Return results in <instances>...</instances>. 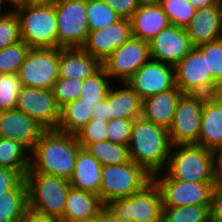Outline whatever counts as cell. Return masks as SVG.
<instances>
[{
	"mask_svg": "<svg viewBox=\"0 0 222 222\" xmlns=\"http://www.w3.org/2000/svg\"><path fill=\"white\" fill-rule=\"evenodd\" d=\"M80 148L75 135L47 129L30 151L33 156L26 173L54 175L69 180ZM32 158L35 160L32 161Z\"/></svg>",
	"mask_w": 222,
	"mask_h": 222,
	"instance_id": "obj_1",
	"label": "cell"
},
{
	"mask_svg": "<svg viewBox=\"0 0 222 222\" xmlns=\"http://www.w3.org/2000/svg\"><path fill=\"white\" fill-rule=\"evenodd\" d=\"M171 146L168 129L142 116L134 119L128 144L130 158L151 176L167 167Z\"/></svg>",
	"mask_w": 222,
	"mask_h": 222,
	"instance_id": "obj_2",
	"label": "cell"
},
{
	"mask_svg": "<svg viewBox=\"0 0 222 222\" xmlns=\"http://www.w3.org/2000/svg\"><path fill=\"white\" fill-rule=\"evenodd\" d=\"M176 148L177 150H172ZM167 174L173 179L197 182L215 183L214 154L198 144L172 145Z\"/></svg>",
	"mask_w": 222,
	"mask_h": 222,
	"instance_id": "obj_3",
	"label": "cell"
},
{
	"mask_svg": "<svg viewBox=\"0 0 222 222\" xmlns=\"http://www.w3.org/2000/svg\"><path fill=\"white\" fill-rule=\"evenodd\" d=\"M28 208L62 220L69 180L54 175L26 173Z\"/></svg>",
	"mask_w": 222,
	"mask_h": 222,
	"instance_id": "obj_4",
	"label": "cell"
},
{
	"mask_svg": "<svg viewBox=\"0 0 222 222\" xmlns=\"http://www.w3.org/2000/svg\"><path fill=\"white\" fill-rule=\"evenodd\" d=\"M21 40L30 48H58L55 4L15 6Z\"/></svg>",
	"mask_w": 222,
	"mask_h": 222,
	"instance_id": "obj_5",
	"label": "cell"
},
{
	"mask_svg": "<svg viewBox=\"0 0 222 222\" xmlns=\"http://www.w3.org/2000/svg\"><path fill=\"white\" fill-rule=\"evenodd\" d=\"M105 207L123 222H162V196L153 180L129 197L108 201Z\"/></svg>",
	"mask_w": 222,
	"mask_h": 222,
	"instance_id": "obj_6",
	"label": "cell"
},
{
	"mask_svg": "<svg viewBox=\"0 0 222 222\" xmlns=\"http://www.w3.org/2000/svg\"><path fill=\"white\" fill-rule=\"evenodd\" d=\"M99 198L104 205L113 199L129 197L152 181V176L134 161L120 165H106L101 171Z\"/></svg>",
	"mask_w": 222,
	"mask_h": 222,
	"instance_id": "obj_7",
	"label": "cell"
},
{
	"mask_svg": "<svg viewBox=\"0 0 222 222\" xmlns=\"http://www.w3.org/2000/svg\"><path fill=\"white\" fill-rule=\"evenodd\" d=\"M60 48H30L20 66L22 86L52 89L59 78Z\"/></svg>",
	"mask_w": 222,
	"mask_h": 222,
	"instance_id": "obj_8",
	"label": "cell"
},
{
	"mask_svg": "<svg viewBox=\"0 0 222 222\" xmlns=\"http://www.w3.org/2000/svg\"><path fill=\"white\" fill-rule=\"evenodd\" d=\"M58 48H81L89 31L86 0H57Z\"/></svg>",
	"mask_w": 222,
	"mask_h": 222,
	"instance_id": "obj_9",
	"label": "cell"
},
{
	"mask_svg": "<svg viewBox=\"0 0 222 222\" xmlns=\"http://www.w3.org/2000/svg\"><path fill=\"white\" fill-rule=\"evenodd\" d=\"M174 68L176 86L183 94L216 95L220 86L207 73L206 56L196 46Z\"/></svg>",
	"mask_w": 222,
	"mask_h": 222,
	"instance_id": "obj_10",
	"label": "cell"
},
{
	"mask_svg": "<svg viewBox=\"0 0 222 222\" xmlns=\"http://www.w3.org/2000/svg\"><path fill=\"white\" fill-rule=\"evenodd\" d=\"M206 96L182 94L177 102L169 132L171 145L198 144L201 116Z\"/></svg>",
	"mask_w": 222,
	"mask_h": 222,
	"instance_id": "obj_11",
	"label": "cell"
},
{
	"mask_svg": "<svg viewBox=\"0 0 222 222\" xmlns=\"http://www.w3.org/2000/svg\"><path fill=\"white\" fill-rule=\"evenodd\" d=\"M164 173L160 174L159 172L152 176V180L161 192L162 207L211 205V192L214 183L180 181L173 179L166 172Z\"/></svg>",
	"mask_w": 222,
	"mask_h": 222,
	"instance_id": "obj_12",
	"label": "cell"
},
{
	"mask_svg": "<svg viewBox=\"0 0 222 222\" xmlns=\"http://www.w3.org/2000/svg\"><path fill=\"white\" fill-rule=\"evenodd\" d=\"M150 59L149 42L132 36L102 62V67L110 80L124 83Z\"/></svg>",
	"mask_w": 222,
	"mask_h": 222,
	"instance_id": "obj_13",
	"label": "cell"
},
{
	"mask_svg": "<svg viewBox=\"0 0 222 222\" xmlns=\"http://www.w3.org/2000/svg\"><path fill=\"white\" fill-rule=\"evenodd\" d=\"M16 109L35 119L46 130L58 127L61 108L54 98L52 89L22 86Z\"/></svg>",
	"mask_w": 222,
	"mask_h": 222,
	"instance_id": "obj_14",
	"label": "cell"
},
{
	"mask_svg": "<svg viewBox=\"0 0 222 222\" xmlns=\"http://www.w3.org/2000/svg\"><path fill=\"white\" fill-rule=\"evenodd\" d=\"M126 82L142 100H145L176 87L175 68L161 61L150 59Z\"/></svg>",
	"mask_w": 222,
	"mask_h": 222,
	"instance_id": "obj_15",
	"label": "cell"
},
{
	"mask_svg": "<svg viewBox=\"0 0 222 222\" xmlns=\"http://www.w3.org/2000/svg\"><path fill=\"white\" fill-rule=\"evenodd\" d=\"M195 46L185 28L170 24L149 41L151 59L175 66Z\"/></svg>",
	"mask_w": 222,
	"mask_h": 222,
	"instance_id": "obj_16",
	"label": "cell"
},
{
	"mask_svg": "<svg viewBox=\"0 0 222 222\" xmlns=\"http://www.w3.org/2000/svg\"><path fill=\"white\" fill-rule=\"evenodd\" d=\"M131 37L130 19L121 18L106 28L90 31L81 48L102 63L114 50Z\"/></svg>",
	"mask_w": 222,
	"mask_h": 222,
	"instance_id": "obj_17",
	"label": "cell"
},
{
	"mask_svg": "<svg viewBox=\"0 0 222 222\" xmlns=\"http://www.w3.org/2000/svg\"><path fill=\"white\" fill-rule=\"evenodd\" d=\"M45 130L35 119L20 110L0 112V138L19 142L29 151Z\"/></svg>",
	"mask_w": 222,
	"mask_h": 222,
	"instance_id": "obj_18",
	"label": "cell"
},
{
	"mask_svg": "<svg viewBox=\"0 0 222 222\" xmlns=\"http://www.w3.org/2000/svg\"><path fill=\"white\" fill-rule=\"evenodd\" d=\"M185 30L194 46L220 39L222 31V0L214 6L196 9Z\"/></svg>",
	"mask_w": 222,
	"mask_h": 222,
	"instance_id": "obj_19",
	"label": "cell"
},
{
	"mask_svg": "<svg viewBox=\"0 0 222 222\" xmlns=\"http://www.w3.org/2000/svg\"><path fill=\"white\" fill-rule=\"evenodd\" d=\"M199 145L212 152L222 147V101L216 95L204 99Z\"/></svg>",
	"mask_w": 222,
	"mask_h": 222,
	"instance_id": "obj_20",
	"label": "cell"
},
{
	"mask_svg": "<svg viewBox=\"0 0 222 222\" xmlns=\"http://www.w3.org/2000/svg\"><path fill=\"white\" fill-rule=\"evenodd\" d=\"M104 203L97 194L70 186L64 206L62 222H83L98 218Z\"/></svg>",
	"mask_w": 222,
	"mask_h": 222,
	"instance_id": "obj_21",
	"label": "cell"
},
{
	"mask_svg": "<svg viewBox=\"0 0 222 222\" xmlns=\"http://www.w3.org/2000/svg\"><path fill=\"white\" fill-rule=\"evenodd\" d=\"M130 21L132 36L147 42L171 24L160 4H141Z\"/></svg>",
	"mask_w": 222,
	"mask_h": 222,
	"instance_id": "obj_22",
	"label": "cell"
},
{
	"mask_svg": "<svg viewBox=\"0 0 222 222\" xmlns=\"http://www.w3.org/2000/svg\"><path fill=\"white\" fill-rule=\"evenodd\" d=\"M102 63L82 48H60L59 77L82 79L92 76Z\"/></svg>",
	"mask_w": 222,
	"mask_h": 222,
	"instance_id": "obj_23",
	"label": "cell"
},
{
	"mask_svg": "<svg viewBox=\"0 0 222 222\" xmlns=\"http://www.w3.org/2000/svg\"><path fill=\"white\" fill-rule=\"evenodd\" d=\"M183 93L176 86L165 92H160L143 100L142 117L166 129L170 128L175 108Z\"/></svg>",
	"mask_w": 222,
	"mask_h": 222,
	"instance_id": "obj_24",
	"label": "cell"
},
{
	"mask_svg": "<svg viewBox=\"0 0 222 222\" xmlns=\"http://www.w3.org/2000/svg\"><path fill=\"white\" fill-rule=\"evenodd\" d=\"M102 165L85 148H80L75 169L69 179L71 187L99 194L102 181Z\"/></svg>",
	"mask_w": 222,
	"mask_h": 222,
	"instance_id": "obj_25",
	"label": "cell"
},
{
	"mask_svg": "<svg viewBox=\"0 0 222 222\" xmlns=\"http://www.w3.org/2000/svg\"><path fill=\"white\" fill-rule=\"evenodd\" d=\"M121 84L126 87L115 90L111 85L108 91L109 121L116 118L134 120L142 115L143 100L127 82Z\"/></svg>",
	"mask_w": 222,
	"mask_h": 222,
	"instance_id": "obj_26",
	"label": "cell"
},
{
	"mask_svg": "<svg viewBox=\"0 0 222 222\" xmlns=\"http://www.w3.org/2000/svg\"><path fill=\"white\" fill-rule=\"evenodd\" d=\"M92 114V104L77 98L61 107L57 130L75 135L92 119Z\"/></svg>",
	"mask_w": 222,
	"mask_h": 222,
	"instance_id": "obj_27",
	"label": "cell"
},
{
	"mask_svg": "<svg viewBox=\"0 0 222 222\" xmlns=\"http://www.w3.org/2000/svg\"><path fill=\"white\" fill-rule=\"evenodd\" d=\"M28 209L27 187L24 178L0 196V222H21Z\"/></svg>",
	"mask_w": 222,
	"mask_h": 222,
	"instance_id": "obj_28",
	"label": "cell"
},
{
	"mask_svg": "<svg viewBox=\"0 0 222 222\" xmlns=\"http://www.w3.org/2000/svg\"><path fill=\"white\" fill-rule=\"evenodd\" d=\"M27 151L28 149L19 142L0 138V167L17 170L24 177L29 170L31 157Z\"/></svg>",
	"mask_w": 222,
	"mask_h": 222,
	"instance_id": "obj_29",
	"label": "cell"
},
{
	"mask_svg": "<svg viewBox=\"0 0 222 222\" xmlns=\"http://www.w3.org/2000/svg\"><path fill=\"white\" fill-rule=\"evenodd\" d=\"M85 149L94 156L102 166L120 165L131 161L129 148L109 140L88 144Z\"/></svg>",
	"mask_w": 222,
	"mask_h": 222,
	"instance_id": "obj_30",
	"label": "cell"
},
{
	"mask_svg": "<svg viewBox=\"0 0 222 222\" xmlns=\"http://www.w3.org/2000/svg\"><path fill=\"white\" fill-rule=\"evenodd\" d=\"M210 206L162 207V222H210Z\"/></svg>",
	"mask_w": 222,
	"mask_h": 222,
	"instance_id": "obj_31",
	"label": "cell"
},
{
	"mask_svg": "<svg viewBox=\"0 0 222 222\" xmlns=\"http://www.w3.org/2000/svg\"><path fill=\"white\" fill-rule=\"evenodd\" d=\"M109 75L105 69L101 67L92 76L87 77L83 81V86L80 93V98L89 104L94 106L97 102L106 98V95L110 89Z\"/></svg>",
	"mask_w": 222,
	"mask_h": 222,
	"instance_id": "obj_32",
	"label": "cell"
},
{
	"mask_svg": "<svg viewBox=\"0 0 222 222\" xmlns=\"http://www.w3.org/2000/svg\"><path fill=\"white\" fill-rule=\"evenodd\" d=\"M86 15L89 31L106 28L121 17L102 0H86Z\"/></svg>",
	"mask_w": 222,
	"mask_h": 222,
	"instance_id": "obj_33",
	"label": "cell"
},
{
	"mask_svg": "<svg viewBox=\"0 0 222 222\" xmlns=\"http://www.w3.org/2000/svg\"><path fill=\"white\" fill-rule=\"evenodd\" d=\"M30 47L23 41L0 50V74H18Z\"/></svg>",
	"mask_w": 222,
	"mask_h": 222,
	"instance_id": "obj_34",
	"label": "cell"
},
{
	"mask_svg": "<svg viewBox=\"0 0 222 222\" xmlns=\"http://www.w3.org/2000/svg\"><path fill=\"white\" fill-rule=\"evenodd\" d=\"M160 5L170 23L183 28H186L196 11L188 0H162Z\"/></svg>",
	"mask_w": 222,
	"mask_h": 222,
	"instance_id": "obj_35",
	"label": "cell"
},
{
	"mask_svg": "<svg viewBox=\"0 0 222 222\" xmlns=\"http://www.w3.org/2000/svg\"><path fill=\"white\" fill-rule=\"evenodd\" d=\"M196 47L206 56L207 73L222 86V40L203 43Z\"/></svg>",
	"mask_w": 222,
	"mask_h": 222,
	"instance_id": "obj_36",
	"label": "cell"
},
{
	"mask_svg": "<svg viewBox=\"0 0 222 222\" xmlns=\"http://www.w3.org/2000/svg\"><path fill=\"white\" fill-rule=\"evenodd\" d=\"M21 88L18 74H0V112L16 109Z\"/></svg>",
	"mask_w": 222,
	"mask_h": 222,
	"instance_id": "obj_37",
	"label": "cell"
},
{
	"mask_svg": "<svg viewBox=\"0 0 222 222\" xmlns=\"http://www.w3.org/2000/svg\"><path fill=\"white\" fill-rule=\"evenodd\" d=\"M82 79H68L59 77L52 88L54 98L61 108L69 102L80 98L81 89L83 86Z\"/></svg>",
	"mask_w": 222,
	"mask_h": 222,
	"instance_id": "obj_38",
	"label": "cell"
},
{
	"mask_svg": "<svg viewBox=\"0 0 222 222\" xmlns=\"http://www.w3.org/2000/svg\"><path fill=\"white\" fill-rule=\"evenodd\" d=\"M19 41V20L14 10L0 14V50Z\"/></svg>",
	"mask_w": 222,
	"mask_h": 222,
	"instance_id": "obj_39",
	"label": "cell"
},
{
	"mask_svg": "<svg viewBox=\"0 0 222 222\" xmlns=\"http://www.w3.org/2000/svg\"><path fill=\"white\" fill-rule=\"evenodd\" d=\"M109 121L100 119H91L76 134L77 141L81 148L88 144L107 140V126Z\"/></svg>",
	"mask_w": 222,
	"mask_h": 222,
	"instance_id": "obj_40",
	"label": "cell"
},
{
	"mask_svg": "<svg viewBox=\"0 0 222 222\" xmlns=\"http://www.w3.org/2000/svg\"><path fill=\"white\" fill-rule=\"evenodd\" d=\"M133 119L116 118L109 121L107 126V140L112 143L128 146Z\"/></svg>",
	"mask_w": 222,
	"mask_h": 222,
	"instance_id": "obj_41",
	"label": "cell"
},
{
	"mask_svg": "<svg viewBox=\"0 0 222 222\" xmlns=\"http://www.w3.org/2000/svg\"><path fill=\"white\" fill-rule=\"evenodd\" d=\"M210 222H222V180H216L212 187Z\"/></svg>",
	"mask_w": 222,
	"mask_h": 222,
	"instance_id": "obj_42",
	"label": "cell"
},
{
	"mask_svg": "<svg viewBox=\"0 0 222 222\" xmlns=\"http://www.w3.org/2000/svg\"><path fill=\"white\" fill-rule=\"evenodd\" d=\"M108 4L121 18L130 19L140 7L139 0H102Z\"/></svg>",
	"mask_w": 222,
	"mask_h": 222,
	"instance_id": "obj_43",
	"label": "cell"
},
{
	"mask_svg": "<svg viewBox=\"0 0 222 222\" xmlns=\"http://www.w3.org/2000/svg\"><path fill=\"white\" fill-rule=\"evenodd\" d=\"M23 178L17 170L0 167V196L12 190Z\"/></svg>",
	"mask_w": 222,
	"mask_h": 222,
	"instance_id": "obj_44",
	"label": "cell"
},
{
	"mask_svg": "<svg viewBox=\"0 0 222 222\" xmlns=\"http://www.w3.org/2000/svg\"><path fill=\"white\" fill-rule=\"evenodd\" d=\"M21 222H62V221L58 218L41 214L28 208Z\"/></svg>",
	"mask_w": 222,
	"mask_h": 222,
	"instance_id": "obj_45",
	"label": "cell"
},
{
	"mask_svg": "<svg viewBox=\"0 0 222 222\" xmlns=\"http://www.w3.org/2000/svg\"><path fill=\"white\" fill-rule=\"evenodd\" d=\"M92 118L93 119H100V120L109 121V115H108V93H107L105 99H103L100 102H97L93 106Z\"/></svg>",
	"mask_w": 222,
	"mask_h": 222,
	"instance_id": "obj_46",
	"label": "cell"
},
{
	"mask_svg": "<svg viewBox=\"0 0 222 222\" xmlns=\"http://www.w3.org/2000/svg\"><path fill=\"white\" fill-rule=\"evenodd\" d=\"M213 154L216 180H222V147L215 150Z\"/></svg>",
	"mask_w": 222,
	"mask_h": 222,
	"instance_id": "obj_47",
	"label": "cell"
},
{
	"mask_svg": "<svg viewBox=\"0 0 222 222\" xmlns=\"http://www.w3.org/2000/svg\"><path fill=\"white\" fill-rule=\"evenodd\" d=\"M57 0H17L14 6H47L54 4Z\"/></svg>",
	"mask_w": 222,
	"mask_h": 222,
	"instance_id": "obj_48",
	"label": "cell"
},
{
	"mask_svg": "<svg viewBox=\"0 0 222 222\" xmlns=\"http://www.w3.org/2000/svg\"><path fill=\"white\" fill-rule=\"evenodd\" d=\"M98 220L99 222H123L120 218L111 213L105 206L101 209Z\"/></svg>",
	"mask_w": 222,
	"mask_h": 222,
	"instance_id": "obj_49",
	"label": "cell"
},
{
	"mask_svg": "<svg viewBox=\"0 0 222 222\" xmlns=\"http://www.w3.org/2000/svg\"><path fill=\"white\" fill-rule=\"evenodd\" d=\"M220 0H188L196 9L207 8L216 5Z\"/></svg>",
	"mask_w": 222,
	"mask_h": 222,
	"instance_id": "obj_50",
	"label": "cell"
},
{
	"mask_svg": "<svg viewBox=\"0 0 222 222\" xmlns=\"http://www.w3.org/2000/svg\"><path fill=\"white\" fill-rule=\"evenodd\" d=\"M140 4H160L162 0H139Z\"/></svg>",
	"mask_w": 222,
	"mask_h": 222,
	"instance_id": "obj_51",
	"label": "cell"
},
{
	"mask_svg": "<svg viewBox=\"0 0 222 222\" xmlns=\"http://www.w3.org/2000/svg\"><path fill=\"white\" fill-rule=\"evenodd\" d=\"M216 96L222 101V86L218 88Z\"/></svg>",
	"mask_w": 222,
	"mask_h": 222,
	"instance_id": "obj_52",
	"label": "cell"
},
{
	"mask_svg": "<svg viewBox=\"0 0 222 222\" xmlns=\"http://www.w3.org/2000/svg\"><path fill=\"white\" fill-rule=\"evenodd\" d=\"M83 222H99L98 218H92L88 220H84Z\"/></svg>",
	"mask_w": 222,
	"mask_h": 222,
	"instance_id": "obj_53",
	"label": "cell"
},
{
	"mask_svg": "<svg viewBox=\"0 0 222 222\" xmlns=\"http://www.w3.org/2000/svg\"><path fill=\"white\" fill-rule=\"evenodd\" d=\"M4 1H5V3L10 2V4H12V5H14L17 2V0H4Z\"/></svg>",
	"mask_w": 222,
	"mask_h": 222,
	"instance_id": "obj_54",
	"label": "cell"
},
{
	"mask_svg": "<svg viewBox=\"0 0 222 222\" xmlns=\"http://www.w3.org/2000/svg\"><path fill=\"white\" fill-rule=\"evenodd\" d=\"M3 2H4V0H0V12H1V6H2V4H3Z\"/></svg>",
	"mask_w": 222,
	"mask_h": 222,
	"instance_id": "obj_55",
	"label": "cell"
}]
</instances>
